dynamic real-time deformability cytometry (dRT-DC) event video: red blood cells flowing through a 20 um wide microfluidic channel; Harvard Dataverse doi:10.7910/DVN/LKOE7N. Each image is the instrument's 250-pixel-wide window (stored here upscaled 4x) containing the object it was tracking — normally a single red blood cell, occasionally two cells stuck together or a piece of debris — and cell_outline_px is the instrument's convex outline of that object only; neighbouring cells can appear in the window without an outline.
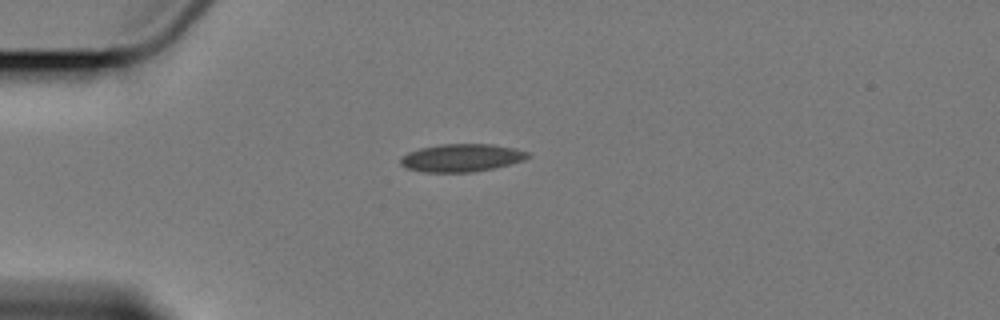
{"species": "Egyptian fruit bat (a non-hibernating species)", "species_latin": "Rousettus aegyptiacus", "temperature_condition": "cold", "stored_images_in_passage": 12, "camera_frame_rate_fps": 3000, "um_per_image_px": 0.085, "animal": {"sex": "female"}, "frame": {"image": 1, "passage_image": 1, "time_ms": 0.0, "image_size_px": [1000, 320], "cell_outline_px": [[528, 156], [524, 160], [492, 168], [472, 172], [424, 172], [408, 168], [400, 164], [400, 160], [408, 152], [420, 148], [440, 144], [492, 144], [512, 148], [528, 152]], "centroid_in_image_um": [39.2, 13.41], "position_along_channel_um": 45.8, "area_um2": 20.29}}
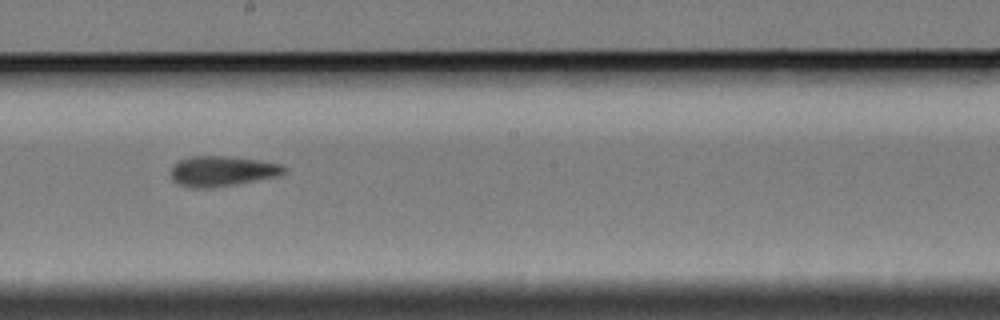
{"frame": {"image": 2, "passage_image": 6, "time_ms": 6.0, "image_size_px": [1000, 320], "cell_outline_px": [[288, 168], [280, 176], [236, 184], [208, 188], [192, 188], [176, 184], [172, 180], [172, 164], [180, 160], [192, 156], [224, 156], [256, 160], [280, 164]], "centroid_in_image_um": [18.86, 14.56], "position_along_channel_um": 229.3, "area_um2": 19.94}}
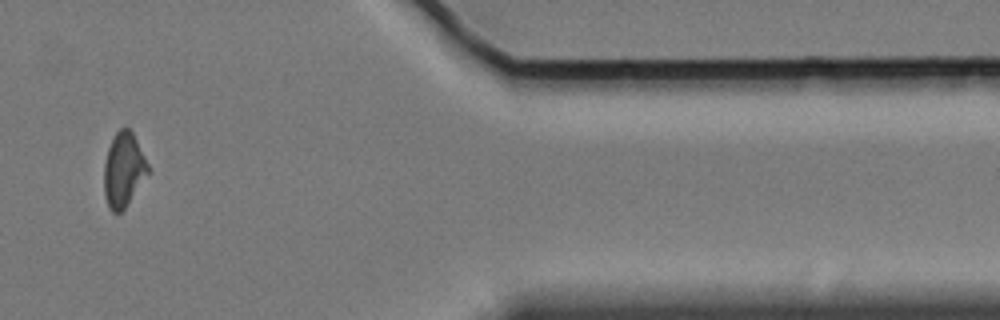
{"frame": {"image": 3, "passage_image": 10, "time_ms": 12.0, "image_size_px": [1000, 320], "cell_outline_px": [[152, 172], [124, 208], [120, 212], [112, 212], [104, 196], [104, 164], [108, 148], [116, 132], [120, 128], [128, 128], [132, 132]], "centroid_in_image_um": [10.53, 14.45], "position_along_channel_um": 400.9, "area_um2": 19.07}, "authors_computed_cell_mechanics": {"area_um2": 19.4208, "velocity_mm_per_s": 3.397, "shape_relaxation_time_tau1_ms": null, "shape_relaxation_time_tau2_ms": 1.077, "deformation_change_tau1": null, "deformation_change_tau2": 0.0676}}